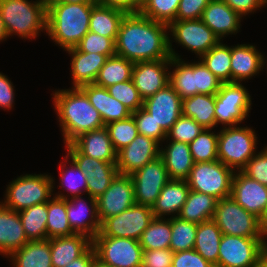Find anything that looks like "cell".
Here are the masks:
<instances>
[{
    "mask_svg": "<svg viewBox=\"0 0 267 267\" xmlns=\"http://www.w3.org/2000/svg\"><path fill=\"white\" fill-rule=\"evenodd\" d=\"M0 13L8 37L34 39L46 32L47 3L43 0H0Z\"/></svg>",
    "mask_w": 267,
    "mask_h": 267,
    "instance_id": "4",
    "label": "cell"
},
{
    "mask_svg": "<svg viewBox=\"0 0 267 267\" xmlns=\"http://www.w3.org/2000/svg\"><path fill=\"white\" fill-rule=\"evenodd\" d=\"M143 108L167 133L182 115V99L170 84L143 102Z\"/></svg>",
    "mask_w": 267,
    "mask_h": 267,
    "instance_id": "19",
    "label": "cell"
},
{
    "mask_svg": "<svg viewBox=\"0 0 267 267\" xmlns=\"http://www.w3.org/2000/svg\"><path fill=\"white\" fill-rule=\"evenodd\" d=\"M241 17L254 13L261 7L266 6L261 0H221Z\"/></svg>",
    "mask_w": 267,
    "mask_h": 267,
    "instance_id": "57",
    "label": "cell"
},
{
    "mask_svg": "<svg viewBox=\"0 0 267 267\" xmlns=\"http://www.w3.org/2000/svg\"><path fill=\"white\" fill-rule=\"evenodd\" d=\"M96 258L111 267H141L142 247L132 238L95 236Z\"/></svg>",
    "mask_w": 267,
    "mask_h": 267,
    "instance_id": "11",
    "label": "cell"
},
{
    "mask_svg": "<svg viewBox=\"0 0 267 267\" xmlns=\"http://www.w3.org/2000/svg\"><path fill=\"white\" fill-rule=\"evenodd\" d=\"M199 59L222 83H231V47L220 41Z\"/></svg>",
    "mask_w": 267,
    "mask_h": 267,
    "instance_id": "41",
    "label": "cell"
},
{
    "mask_svg": "<svg viewBox=\"0 0 267 267\" xmlns=\"http://www.w3.org/2000/svg\"><path fill=\"white\" fill-rule=\"evenodd\" d=\"M28 241L19 213L0 203V255L8 257Z\"/></svg>",
    "mask_w": 267,
    "mask_h": 267,
    "instance_id": "26",
    "label": "cell"
},
{
    "mask_svg": "<svg viewBox=\"0 0 267 267\" xmlns=\"http://www.w3.org/2000/svg\"><path fill=\"white\" fill-rule=\"evenodd\" d=\"M257 153L246 163L241 172L267 186V146Z\"/></svg>",
    "mask_w": 267,
    "mask_h": 267,
    "instance_id": "52",
    "label": "cell"
},
{
    "mask_svg": "<svg viewBox=\"0 0 267 267\" xmlns=\"http://www.w3.org/2000/svg\"><path fill=\"white\" fill-rule=\"evenodd\" d=\"M137 126L138 134L152 138L160 142L165 141L167 133L152 118V115L143 107L131 114Z\"/></svg>",
    "mask_w": 267,
    "mask_h": 267,
    "instance_id": "50",
    "label": "cell"
},
{
    "mask_svg": "<svg viewBox=\"0 0 267 267\" xmlns=\"http://www.w3.org/2000/svg\"><path fill=\"white\" fill-rule=\"evenodd\" d=\"M96 201L100 223L129 209L136 203L131 176L118 173L109 188Z\"/></svg>",
    "mask_w": 267,
    "mask_h": 267,
    "instance_id": "16",
    "label": "cell"
},
{
    "mask_svg": "<svg viewBox=\"0 0 267 267\" xmlns=\"http://www.w3.org/2000/svg\"><path fill=\"white\" fill-rule=\"evenodd\" d=\"M197 224L177 217H171L170 249L175 253L194 249Z\"/></svg>",
    "mask_w": 267,
    "mask_h": 267,
    "instance_id": "44",
    "label": "cell"
},
{
    "mask_svg": "<svg viewBox=\"0 0 267 267\" xmlns=\"http://www.w3.org/2000/svg\"><path fill=\"white\" fill-rule=\"evenodd\" d=\"M180 0H148L139 13L154 21L169 25L176 21Z\"/></svg>",
    "mask_w": 267,
    "mask_h": 267,
    "instance_id": "46",
    "label": "cell"
},
{
    "mask_svg": "<svg viewBox=\"0 0 267 267\" xmlns=\"http://www.w3.org/2000/svg\"><path fill=\"white\" fill-rule=\"evenodd\" d=\"M52 98L65 144L82 133L105 126L100 113L79 87L56 90Z\"/></svg>",
    "mask_w": 267,
    "mask_h": 267,
    "instance_id": "2",
    "label": "cell"
},
{
    "mask_svg": "<svg viewBox=\"0 0 267 267\" xmlns=\"http://www.w3.org/2000/svg\"><path fill=\"white\" fill-rule=\"evenodd\" d=\"M222 82L199 60L195 62V88L204 95L216 94Z\"/></svg>",
    "mask_w": 267,
    "mask_h": 267,
    "instance_id": "51",
    "label": "cell"
},
{
    "mask_svg": "<svg viewBox=\"0 0 267 267\" xmlns=\"http://www.w3.org/2000/svg\"><path fill=\"white\" fill-rule=\"evenodd\" d=\"M172 267H215L194 249L175 252Z\"/></svg>",
    "mask_w": 267,
    "mask_h": 267,
    "instance_id": "55",
    "label": "cell"
},
{
    "mask_svg": "<svg viewBox=\"0 0 267 267\" xmlns=\"http://www.w3.org/2000/svg\"><path fill=\"white\" fill-rule=\"evenodd\" d=\"M47 3H97L96 0H49Z\"/></svg>",
    "mask_w": 267,
    "mask_h": 267,
    "instance_id": "62",
    "label": "cell"
},
{
    "mask_svg": "<svg viewBox=\"0 0 267 267\" xmlns=\"http://www.w3.org/2000/svg\"><path fill=\"white\" fill-rule=\"evenodd\" d=\"M67 155L87 177V194L98 199L118 174L116 164L104 162L82 154L72 143L65 144Z\"/></svg>",
    "mask_w": 267,
    "mask_h": 267,
    "instance_id": "13",
    "label": "cell"
},
{
    "mask_svg": "<svg viewBox=\"0 0 267 267\" xmlns=\"http://www.w3.org/2000/svg\"><path fill=\"white\" fill-rule=\"evenodd\" d=\"M251 44L231 46V83H241L263 71L262 53Z\"/></svg>",
    "mask_w": 267,
    "mask_h": 267,
    "instance_id": "25",
    "label": "cell"
},
{
    "mask_svg": "<svg viewBox=\"0 0 267 267\" xmlns=\"http://www.w3.org/2000/svg\"><path fill=\"white\" fill-rule=\"evenodd\" d=\"M11 80L0 72V108L11 110L14 104V88Z\"/></svg>",
    "mask_w": 267,
    "mask_h": 267,
    "instance_id": "56",
    "label": "cell"
},
{
    "mask_svg": "<svg viewBox=\"0 0 267 267\" xmlns=\"http://www.w3.org/2000/svg\"><path fill=\"white\" fill-rule=\"evenodd\" d=\"M265 63H267V60H265L264 55H262V68H264Z\"/></svg>",
    "mask_w": 267,
    "mask_h": 267,
    "instance_id": "66",
    "label": "cell"
},
{
    "mask_svg": "<svg viewBox=\"0 0 267 267\" xmlns=\"http://www.w3.org/2000/svg\"><path fill=\"white\" fill-rule=\"evenodd\" d=\"M168 25L138 13H127L115 40L116 55L133 63L171 59Z\"/></svg>",
    "mask_w": 267,
    "mask_h": 267,
    "instance_id": "1",
    "label": "cell"
},
{
    "mask_svg": "<svg viewBox=\"0 0 267 267\" xmlns=\"http://www.w3.org/2000/svg\"><path fill=\"white\" fill-rule=\"evenodd\" d=\"M234 171L221 161L194 163L186 182L192 191L211 195L217 200L231 196Z\"/></svg>",
    "mask_w": 267,
    "mask_h": 267,
    "instance_id": "7",
    "label": "cell"
},
{
    "mask_svg": "<svg viewBox=\"0 0 267 267\" xmlns=\"http://www.w3.org/2000/svg\"><path fill=\"white\" fill-rule=\"evenodd\" d=\"M126 14L117 8L96 3L91 12L89 31L107 38H116Z\"/></svg>",
    "mask_w": 267,
    "mask_h": 267,
    "instance_id": "36",
    "label": "cell"
},
{
    "mask_svg": "<svg viewBox=\"0 0 267 267\" xmlns=\"http://www.w3.org/2000/svg\"><path fill=\"white\" fill-rule=\"evenodd\" d=\"M173 256L170 248L143 250L141 267H172Z\"/></svg>",
    "mask_w": 267,
    "mask_h": 267,
    "instance_id": "53",
    "label": "cell"
},
{
    "mask_svg": "<svg viewBox=\"0 0 267 267\" xmlns=\"http://www.w3.org/2000/svg\"><path fill=\"white\" fill-rule=\"evenodd\" d=\"M213 220L222 234L262 238L259 218L247 212L232 196L217 200Z\"/></svg>",
    "mask_w": 267,
    "mask_h": 267,
    "instance_id": "9",
    "label": "cell"
},
{
    "mask_svg": "<svg viewBox=\"0 0 267 267\" xmlns=\"http://www.w3.org/2000/svg\"><path fill=\"white\" fill-rule=\"evenodd\" d=\"M116 38H107L89 31L75 46L78 51L86 53H99L108 57L116 54Z\"/></svg>",
    "mask_w": 267,
    "mask_h": 267,
    "instance_id": "49",
    "label": "cell"
},
{
    "mask_svg": "<svg viewBox=\"0 0 267 267\" xmlns=\"http://www.w3.org/2000/svg\"><path fill=\"white\" fill-rule=\"evenodd\" d=\"M8 258L14 267H53L49 239L29 240Z\"/></svg>",
    "mask_w": 267,
    "mask_h": 267,
    "instance_id": "32",
    "label": "cell"
},
{
    "mask_svg": "<svg viewBox=\"0 0 267 267\" xmlns=\"http://www.w3.org/2000/svg\"><path fill=\"white\" fill-rule=\"evenodd\" d=\"M253 267H267V256H265L257 265Z\"/></svg>",
    "mask_w": 267,
    "mask_h": 267,
    "instance_id": "64",
    "label": "cell"
},
{
    "mask_svg": "<svg viewBox=\"0 0 267 267\" xmlns=\"http://www.w3.org/2000/svg\"><path fill=\"white\" fill-rule=\"evenodd\" d=\"M96 3H47L46 33L64 50L75 47L89 32Z\"/></svg>",
    "mask_w": 267,
    "mask_h": 267,
    "instance_id": "3",
    "label": "cell"
},
{
    "mask_svg": "<svg viewBox=\"0 0 267 267\" xmlns=\"http://www.w3.org/2000/svg\"><path fill=\"white\" fill-rule=\"evenodd\" d=\"M260 220V232L264 242L267 244V208ZM266 240V241H265Z\"/></svg>",
    "mask_w": 267,
    "mask_h": 267,
    "instance_id": "60",
    "label": "cell"
},
{
    "mask_svg": "<svg viewBox=\"0 0 267 267\" xmlns=\"http://www.w3.org/2000/svg\"><path fill=\"white\" fill-rule=\"evenodd\" d=\"M160 145L157 141L138 134L126 147L117 152L116 166L119 174L131 175L160 156Z\"/></svg>",
    "mask_w": 267,
    "mask_h": 267,
    "instance_id": "18",
    "label": "cell"
},
{
    "mask_svg": "<svg viewBox=\"0 0 267 267\" xmlns=\"http://www.w3.org/2000/svg\"><path fill=\"white\" fill-rule=\"evenodd\" d=\"M232 198L247 212L261 218L267 208V186L235 171L231 187Z\"/></svg>",
    "mask_w": 267,
    "mask_h": 267,
    "instance_id": "20",
    "label": "cell"
},
{
    "mask_svg": "<svg viewBox=\"0 0 267 267\" xmlns=\"http://www.w3.org/2000/svg\"><path fill=\"white\" fill-rule=\"evenodd\" d=\"M93 267H111V266L106 265V264L100 262V261L96 258Z\"/></svg>",
    "mask_w": 267,
    "mask_h": 267,
    "instance_id": "65",
    "label": "cell"
},
{
    "mask_svg": "<svg viewBox=\"0 0 267 267\" xmlns=\"http://www.w3.org/2000/svg\"><path fill=\"white\" fill-rule=\"evenodd\" d=\"M88 97L91 105L100 113L104 125L131 116L132 112L117 99L113 98L107 88L94 83L79 87Z\"/></svg>",
    "mask_w": 267,
    "mask_h": 267,
    "instance_id": "23",
    "label": "cell"
},
{
    "mask_svg": "<svg viewBox=\"0 0 267 267\" xmlns=\"http://www.w3.org/2000/svg\"><path fill=\"white\" fill-rule=\"evenodd\" d=\"M8 37V34L6 32V28L4 26L3 20H2V16L0 13V42L7 40L6 38Z\"/></svg>",
    "mask_w": 267,
    "mask_h": 267,
    "instance_id": "63",
    "label": "cell"
},
{
    "mask_svg": "<svg viewBox=\"0 0 267 267\" xmlns=\"http://www.w3.org/2000/svg\"><path fill=\"white\" fill-rule=\"evenodd\" d=\"M172 40L169 39L170 66L175 69L170 71L169 84L177 92L181 99L197 94L195 88V62L188 63L180 58L178 53L172 48Z\"/></svg>",
    "mask_w": 267,
    "mask_h": 267,
    "instance_id": "31",
    "label": "cell"
},
{
    "mask_svg": "<svg viewBox=\"0 0 267 267\" xmlns=\"http://www.w3.org/2000/svg\"><path fill=\"white\" fill-rule=\"evenodd\" d=\"M211 0H180L176 20L201 19L206 6Z\"/></svg>",
    "mask_w": 267,
    "mask_h": 267,
    "instance_id": "54",
    "label": "cell"
},
{
    "mask_svg": "<svg viewBox=\"0 0 267 267\" xmlns=\"http://www.w3.org/2000/svg\"><path fill=\"white\" fill-rule=\"evenodd\" d=\"M171 241V217H154L139 239L143 250L168 249Z\"/></svg>",
    "mask_w": 267,
    "mask_h": 267,
    "instance_id": "42",
    "label": "cell"
},
{
    "mask_svg": "<svg viewBox=\"0 0 267 267\" xmlns=\"http://www.w3.org/2000/svg\"><path fill=\"white\" fill-rule=\"evenodd\" d=\"M96 260V251L91 245L80 257L74 259L65 267H93Z\"/></svg>",
    "mask_w": 267,
    "mask_h": 267,
    "instance_id": "58",
    "label": "cell"
},
{
    "mask_svg": "<svg viewBox=\"0 0 267 267\" xmlns=\"http://www.w3.org/2000/svg\"><path fill=\"white\" fill-rule=\"evenodd\" d=\"M217 199L211 195L190 190L178 217L195 224L213 219Z\"/></svg>",
    "mask_w": 267,
    "mask_h": 267,
    "instance_id": "35",
    "label": "cell"
},
{
    "mask_svg": "<svg viewBox=\"0 0 267 267\" xmlns=\"http://www.w3.org/2000/svg\"><path fill=\"white\" fill-rule=\"evenodd\" d=\"M49 243L52 266L65 267L92 245V239L87 235L75 233L70 236L49 238Z\"/></svg>",
    "mask_w": 267,
    "mask_h": 267,
    "instance_id": "28",
    "label": "cell"
},
{
    "mask_svg": "<svg viewBox=\"0 0 267 267\" xmlns=\"http://www.w3.org/2000/svg\"><path fill=\"white\" fill-rule=\"evenodd\" d=\"M251 96L242 83H222L215 94V121L223 127L242 123L251 110Z\"/></svg>",
    "mask_w": 267,
    "mask_h": 267,
    "instance_id": "10",
    "label": "cell"
},
{
    "mask_svg": "<svg viewBox=\"0 0 267 267\" xmlns=\"http://www.w3.org/2000/svg\"><path fill=\"white\" fill-rule=\"evenodd\" d=\"M87 199L88 201L77 196L67 200V217L75 233L84 234L93 239L100 232L101 223L98 218L96 199L89 195Z\"/></svg>",
    "mask_w": 267,
    "mask_h": 267,
    "instance_id": "21",
    "label": "cell"
},
{
    "mask_svg": "<svg viewBox=\"0 0 267 267\" xmlns=\"http://www.w3.org/2000/svg\"><path fill=\"white\" fill-rule=\"evenodd\" d=\"M54 184L53 177L48 174L21 175L8 184L4 202L0 203L16 212L47 203L53 195Z\"/></svg>",
    "mask_w": 267,
    "mask_h": 267,
    "instance_id": "5",
    "label": "cell"
},
{
    "mask_svg": "<svg viewBox=\"0 0 267 267\" xmlns=\"http://www.w3.org/2000/svg\"><path fill=\"white\" fill-rule=\"evenodd\" d=\"M64 158V161L66 162H62L59 165V188L68 190L67 192H69L70 194L64 195V193H59L58 191V193L55 194V197L69 200L70 196L71 198H74L77 196H81V193H87V177L83 173V171L77 166V164L71 158L68 157V155H66ZM67 163H70L69 167L66 166Z\"/></svg>",
    "mask_w": 267,
    "mask_h": 267,
    "instance_id": "37",
    "label": "cell"
},
{
    "mask_svg": "<svg viewBox=\"0 0 267 267\" xmlns=\"http://www.w3.org/2000/svg\"><path fill=\"white\" fill-rule=\"evenodd\" d=\"M242 17L221 0H211L203 11L201 20L221 39L238 33Z\"/></svg>",
    "mask_w": 267,
    "mask_h": 267,
    "instance_id": "22",
    "label": "cell"
},
{
    "mask_svg": "<svg viewBox=\"0 0 267 267\" xmlns=\"http://www.w3.org/2000/svg\"><path fill=\"white\" fill-rule=\"evenodd\" d=\"M265 5H267V0H261Z\"/></svg>",
    "mask_w": 267,
    "mask_h": 267,
    "instance_id": "67",
    "label": "cell"
},
{
    "mask_svg": "<svg viewBox=\"0 0 267 267\" xmlns=\"http://www.w3.org/2000/svg\"><path fill=\"white\" fill-rule=\"evenodd\" d=\"M218 251V267H253L267 256V244L263 238L223 234Z\"/></svg>",
    "mask_w": 267,
    "mask_h": 267,
    "instance_id": "8",
    "label": "cell"
},
{
    "mask_svg": "<svg viewBox=\"0 0 267 267\" xmlns=\"http://www.w3.org/2000/svg\"><path fill=\"white\" fill-rule=\"evenodd\" d=\"M134 63L124 57L114 55L108 57L99 70L94 84L100 87H109L116 83L131 80Z\"/></svg>",
    "mask_w": 267,
    "mask_h": 267,
    "instance_id": "38",
    "label": "cell"
},
{
    "mask_svg": "<svg viewBox=\"0 0 267 267\" xmlns=\"http://www.w3.org/2000/svg\"><path fill=\"white\" fill-rule=\"evenodd\" d=\"M222 235L213 219L197 224L194 250L215 267H218V250Z\"/></svg>",
    "mask_w": 267,
    "mask_h": 267,
    "instance_id": "33",
    "label": "cell"
},
{
    "mask_svg": "<svg viewBox=\"0 0 267 267\" xmlns=\"http://www.w3.org/2000/svg\"><path fill=\"white\" fill-rule=\"evenodd\" d=\"M257 141L255 130L250 127H222L218 133V160L234 172L241 171L256 154Z\"/></svg>",
    "mask_w": 267,
    "mask_h": 267,
    "instance_id": "6",
    "label": "cell"
},
{
    "mask_svg": "<svg viewBox=\"0 0 267 267\" xmlns=\"http://www.w3.org/2000/svg\"><path fill=\"white\" fill-rule=\"evenodd\" d=\"M153 218L151 207L135 203L120 214L106 218L96 236L132 238L139 241Z\"/></svg>",
    "mask_w": 267,
    "mask_h": 267,
    "instance_id": "12",
    "label": "cell"
},
{
    "mask_svg": "<svg viewBox=\"0 0 267 267\" xmlns=\"http://www.w3.org/2000/svg\"><path fill=\"white\" fill-rule=\"evenodd\" d=\"M47 239L75 234L67 217V200L53 197L47 202Z\"/></svg>",
    "mask_w": 267,
    "mask_h": 267,
    "instance_id": "39",
    "label": "cell"
},
{
    "mask_svg": "<svg viewBox=\"0 0 267 267\" xmlns=\"http://www.w3.org/2000/svg\"><path fill=\"white\" fill-rule=\"evenodd\" d=\"M212 129H203L200 134L189 143L194 163L212 162L218 160V133Z\"/></svg>",
    "mask_w": 267,
    "mask_h": 267,
    "instance_id": "43",
    "label": "cell"
},
{
    "mask_svg": "<svg viewBox=\"0 0 267 267\" xmlns=\"http://www.w3.org/2000/svg\"><path fill=\"white\" fill-rule=\"evenodd\" d=\"M71 143L86 156L116 164L117 152L112 145L105 126L82 133Z\"/></svg>",
    "mask_w": 267,
    "mask_h": 267,
    "instance_id": "24",
    "label": "cell"
},
{
    "mask_svg": "<svg viewBox=\"0 0 267 267\" xmlns=\"http://www.w3.org/2000/svg\"><path fill=\"white\" fill-rule=\"evenodd\" d=\"M182 115L193 118L204 129L213 130L216 127L215 94L197 93L182 99Z\"/></svg>",
    "mask_w": 267,
    "mask_h": 267,
    "instance_id": "34",
    "label": "cell"
},
{
    "mask_svg": "<svg viewBox=\"0 0 267 267\" xmlns=\"http://www.w3.org/2000/svg\"><path fill=\"white\" fill-rule=\"evenodd\" d=\"M160 157L169 179L186 180L194 165L189 144L183 142L169 141L165 148H160Z\"/></svg>",
    "mask_w": 267,
    "mask_h": 267,
    "instance_id": "30",
    "label": "cell"
},
{
    "mask_svg": "<svg viewBox=\"0 0 267 267\" xmlns=\"http://www.w3.org/2000/svg\"><path fill=\"white\" fill-rule=\"evenodd\" d=\"M169 68L170 59L134 63L131 79L143 100L169 84Z\"/></svg>",
    "mask_w": 267,
    "mask_h": 267,
    "instance_id": "17",
    "label": "cell"
},
{
    "mask_svg": "<svg viewBox=\"0 0 267 267\" xmlns=\"http://www.w3.org/2000/svg\"><path fill=\"white\" fill-rule=\"evenodd\" d=\"M148 0H130V13H138Z\"/></svg>",
    "mask_w": 267,
    "mask_h": 267,
    "instance_id": "61",
    "label": "cell"
},
{
    "mask_svg": "<svg viewBox=\"0 0 267 267\" xmlns=\"http://www.w3.org/2000/svg\"><path fill=\"white\" fill-rule=\"evenodd\" d=\"M116 152L128 146L138 135L133 116L105 125Z\"/></svg>",
    "mask_w": 267,
    "mask_h": 267,
    "instance_id": "45",
    "label": "cell"
},
{
    "mask_svg": "<svg viewBox=\"0 0 267 267\" xmlns=\"http://www.w3.org/2000/svg\"><path fill=\"white\" fill-rule=\"evenodd\" d=\"M18 213L28 240L47 239V203L33 205Z\"/></svg>",
    "mask_w": 267,
    "mask_h": 267,
    "instance_id": "40",
    "label": "cell"
},
{
    "mask_svg": "<svg viewBox=\"0 0 267 267\" xmlns=\"http://www.w3.org/2000/svg\"><path fill=\"white\" fill-rule=\"evenodd\" d=\"M203 129L193 118L181 115L167 132L165 140L189 144Z\"/></svg>",
    "mask_w": 267,
    "mask_h": 267,
    "instance_id": "48",
    "label": "cell"
},
{
    "mask_svg": "<svg viewBox=\"0 0 267 267\" xmlns=\"http://www.w3.org/2000/svg\"><path fill=\"white\" fill-rule=\"evenodd\" d=\"M168 32V35H171L169 39L173 38L182 47L194 52L198 58L220 42L201 19L172 21L168 25Z\"/></svg>",
    "mask_w": 267,
    "mask_h": 267,
    "instance_id": "14",
    "label": "cell"
},
{
    "mask_svg": "<svg viewBox=\"0 0 267 267\" xmlns=\"http://www.w3.org/2000/svg\"><path fill=\"white\" fill-rule=\"evenodd\" d=\"M134 184L135 202L151 207L170 180L163 159L159 156L130 175Z\"/></svg>",
    "mask_w": 267,
    "mask_h": 267,
    "instance_id": "15",
    "label": "cell"
},
{
    "mask_svg": "<svg viewBox=\"0 0 267 267\" xmlns=\"http://www.w3.org/2000/svg\"><path fill=\"white\" fill-rule=\"evenodd\" d=\"M189 191L186 180L170 179L152 206L154 217L165 218L167 215L177 217L187 200Z\"/></svg>",
    "mask_w": 267,
    "mask_h": 267,
    "instance_id": "29",
    "label": "cell"
},
{
    "mask_svg": "<svg viewBox=\"0 0 267 267\" xmlns=\"http://www.w3.org/2000/svg\"><path fill=\"white\" fill-rule=\"evenodd\" d=\"M107 90L113 98L124 104L131 112L143 107L144 100L134 86L132 79L109 86Z\"/></svg>",
    "mask_w": 267,
    "mask_h": 267,
    "instance_id": "47",
    "label": "cell"
},
{
    "mask_svg": "<svg viewBox=\"0 0 267 267\" xmlns=\"http://www.w3.org/2000/svg\"><path fill=\"white\" fill-rule=\"evenodd\" d=\"M71 56L73 87H81L95 82L99 70L108 59L107 55L78 51L75 47L65 50Z\"/></svg>",
    "mask_w": 267,
    "mask_h": 267,
    "instance_id": "27",
    "label": "cell"
},
{
    "mask_svg": "<svg viewBox=\"0 0 267 267\" xmlns=\"http://www.w3.org/2000/svg\"><path fill=\"white\" fill-rule=\"evenodd\" d=\"M97 3L130 13V0H97Z\"/></svg>",
    "mask_w": 267,
    "mask_h": 267,
    "instance_id": "59",
    "label": "cell"
}]
</instances>
